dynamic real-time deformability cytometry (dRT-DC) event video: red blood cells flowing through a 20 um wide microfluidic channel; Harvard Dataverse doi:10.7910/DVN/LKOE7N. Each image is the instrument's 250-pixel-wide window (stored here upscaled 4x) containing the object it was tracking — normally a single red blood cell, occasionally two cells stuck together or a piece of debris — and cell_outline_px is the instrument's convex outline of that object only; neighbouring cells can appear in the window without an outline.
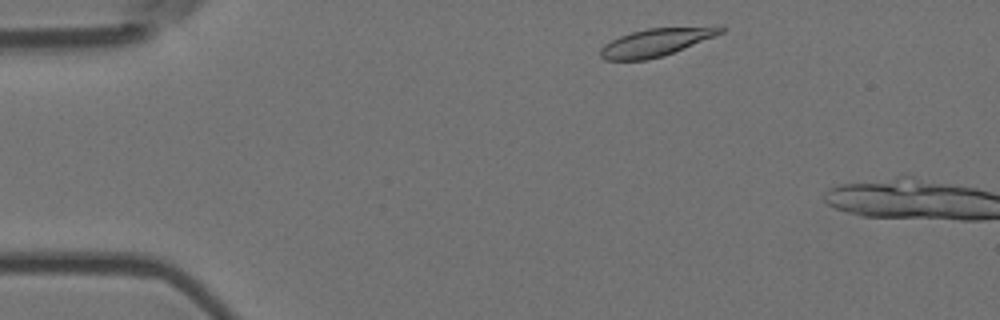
{"species": "Egyptian fruit bat (a non-hibernating species)", "species_latin": "Rousettus aegyptiacus", "temperature_condition": "room temperature", "stored_images_in_passage": 8, "camera_frame_rate_fps": 3000, "um_per_image_px": 0.085, "animal": {"sex": "female"}, "frame": {"image": 1, "passage_image": 2, "time_ms": 0.333, "image_size_px": [1000, 320], "cell_outline_px": [[728, 28], [724, 32], [664, 56], [648, 60], [604, 60], [600, 56], [600, 48], [604, 44], [620, 36], [632, 32], [648, 28], [716, 24], [724, 24]], "centroid_in_image_um": [55.88, 3.55], "position_along_channel_um": 29.1, "area_um2": 20.11}}